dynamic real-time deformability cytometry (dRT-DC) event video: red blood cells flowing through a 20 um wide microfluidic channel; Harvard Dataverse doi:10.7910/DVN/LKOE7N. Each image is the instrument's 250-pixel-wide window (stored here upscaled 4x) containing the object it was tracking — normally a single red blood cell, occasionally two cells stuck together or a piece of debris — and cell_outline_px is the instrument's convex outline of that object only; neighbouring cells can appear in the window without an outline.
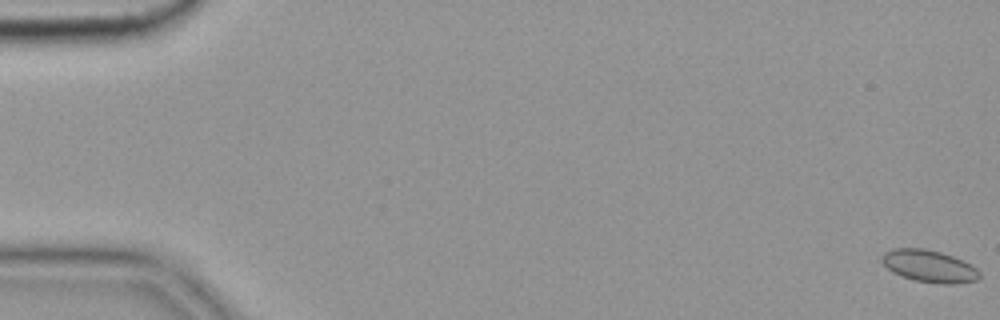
{"species": "common noctule bat (a hibernating species)", "species_latin": "Nyctalus noctula", "temperature_condition": "cold", "stored_images_in_passage": 57, "camera_frame_rate_fps": 3000, "um_per_image_px": 0.085, "animal": {"sex": "female", "body_mass_g": 19.9}, "frame": {"image": 1, "passage_image": 1, "time_ms": 0.0, "image_size_px": [1000, 320], "cell_outline_px": [[980, 276], [976, 280], [952, 284], [944, 284], [912, 280], [892, 272], [880, 260], [884, 252], [892, 248], [924, 248], [940, 252], [952, 256], [976, 268], [980, 272]], "centroid_in_image_um": [78.93, 22.62], "position_along_channel_um": 6.1, "area_um2": 18.15}}
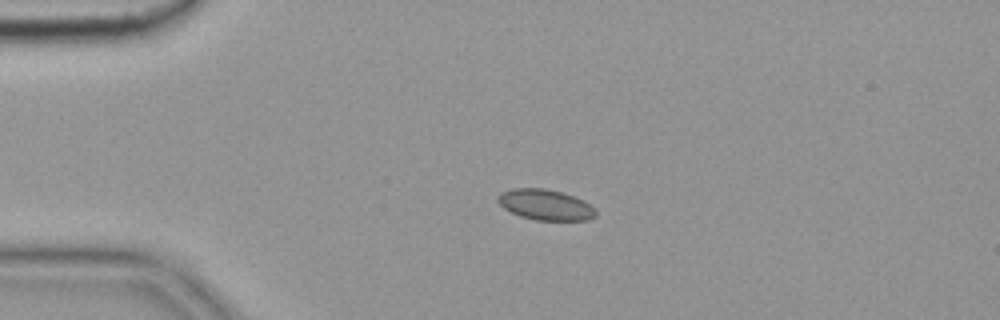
{"frame": {"image": 2, "passage_image": 14, "time_ms": 4.333, "image_size_px": [1000, 320], "cell_outline_px": [[596, 216], [588, 220], [536, 220], [520, 216], [504, 208], [496, 200], [496, 196], [500, 192], [512, 188], [544, 188], [560, 192], [584, 200], [596, 212]], "centroid_in_image_um": [46.31, 17.4], "position_along_channel_um": 38.7, "area_um2": 17.4}}
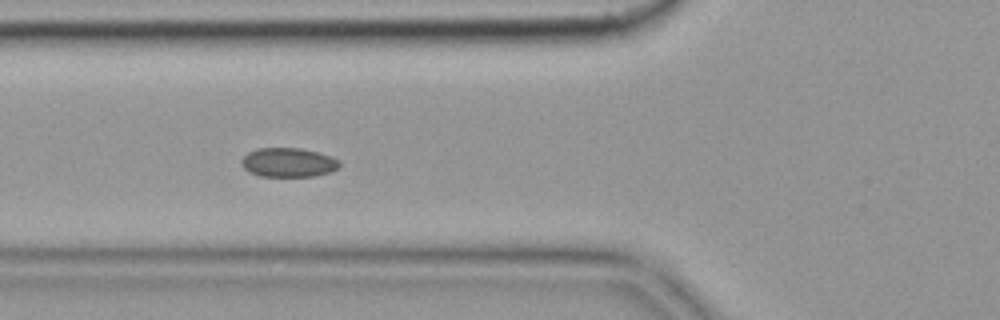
{"frame": {"image": 3, "passage_image": 22, "time_ms": 7.0, "image_size_px": [1000, 320], "cell_outline_px": [[340, 164], [336, 168], [328, 172], [312, 176], [260, 176], [248, 172], [240, 164], [240, 160], [248, 152], [256, 148], [300, 148], [320, 152], [332, 156], [340, 160]], "centroid_in_image_um": [24.48, 13.79], "position_along_channel_um": 101.3, "area_um2": 16.76}, "authors_computed_cell_mechanics": {"area_um2": 17.2244, "velocity_mm_per_s": 3.5936, "shape_relaxation_time_tau1_ms": 4.0721, "shape_relaxation_time_tau2_ms": 5.1566, "deformation_change_tau1": 0.0317, "deformation_change_tau2": 0.0641}}